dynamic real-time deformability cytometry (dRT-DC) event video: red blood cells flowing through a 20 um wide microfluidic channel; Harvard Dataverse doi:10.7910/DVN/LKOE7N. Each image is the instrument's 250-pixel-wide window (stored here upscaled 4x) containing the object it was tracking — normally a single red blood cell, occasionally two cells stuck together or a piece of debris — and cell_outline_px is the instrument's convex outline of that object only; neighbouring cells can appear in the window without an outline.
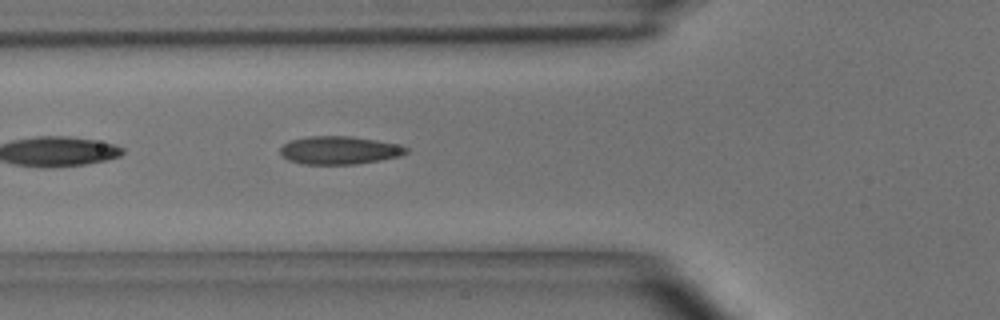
{"species": "common noctule bat (a hibernating species)", "species_latin": "Nyctalus noctula", "temperature_condition": "room temperature", "stored_images_in_passage": 8, "camera_frame_rate_fps": 3000, "um_per_image_px": 0.085, "animal": {"sex": "male", "body_mass_g": 15.6}, "frame": {"image": 1, "passage_image": 5, "time_ms": 1.333, "image_size_px": [1000, 320], "cell_outline_px": [[408, 152], [400, 156], [380, 160], [356, 164], [300, 164], [288, 160], [280, 156], [280, 148], [284, 144], [292, 140], [308, 136], [352, 136], [376, 140], [396, 144], [408, 148]], "centroid_in_image_um": [28.81, 12.77], "position_along_channel_um": 97.0, "area_um2": 20.63}}